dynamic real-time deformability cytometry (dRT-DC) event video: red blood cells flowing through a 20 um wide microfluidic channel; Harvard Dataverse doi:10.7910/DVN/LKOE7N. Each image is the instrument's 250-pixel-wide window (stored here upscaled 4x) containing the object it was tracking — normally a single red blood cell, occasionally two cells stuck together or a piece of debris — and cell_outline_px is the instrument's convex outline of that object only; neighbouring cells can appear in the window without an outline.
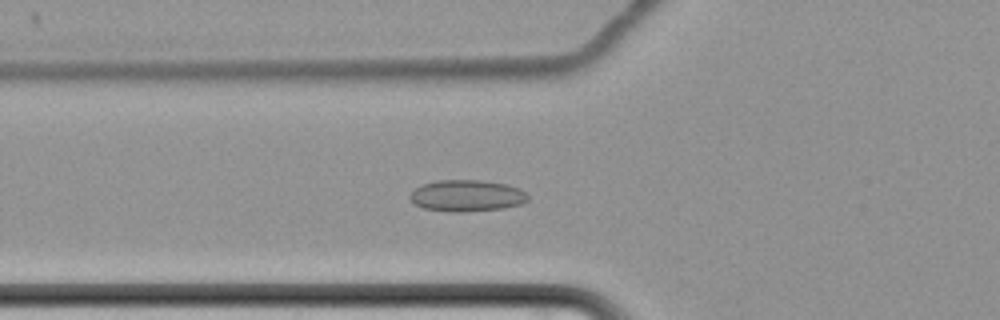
{"species": "common noctule bat (a hibernating species)", "species_latin": "Nyctalus noctula", "temperature_condition": "cold", "stored_images_in_passage": 67, "camera_frame_rate_fps": 3000, "um_per_image_px": 0.085, "animal": {"sex": "female", "body_mass_g": 22.7, "forearm_length_mm": 54.2}, "frame": {"image": 1, "passage_image": 29, "time_ms": 9.333, "image_size_px": [1000, 320], "cell_outline_px": [[528, 200], [520, 204], [504, 208], [460, 212], [452, 212], [424, 208], [416, 204], [408, 196], [420, 184], [436, 180], [484, 180], [508, 184], [520, 188], [528, 192]], "centroid_in_image_um": [39.71, 16.62], "position_along_channel_um": 86.1, "area_um2": 21.85}}
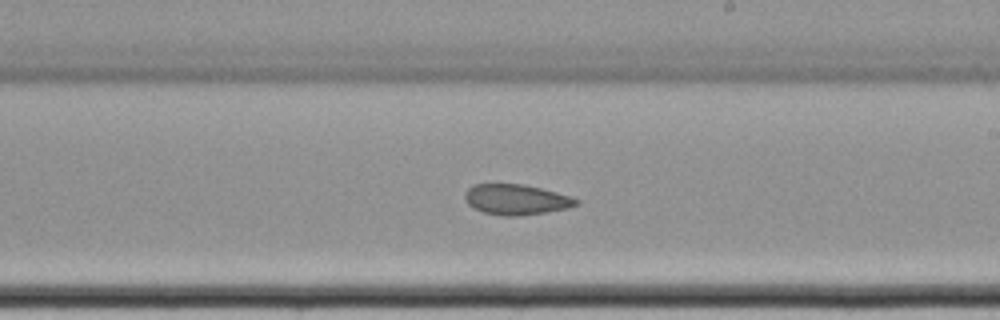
{"frame": {"image": 2, "passage_image": 43, "time_ms": 14.0, "image_size_px": [1000, 320], "cell_outline_px": [[580, 204], [568, 208], [544, 212], [516, 216], [504, 216], [484, 212], [468, 204], [464, 196], [464, 192], [472, 184], [524, 184], [572, 196], [580, 200]], "centroid_in_image_um": [43.89, 16.95], "position_along_channel_um": 245.1, "area_um2": 19.71}}
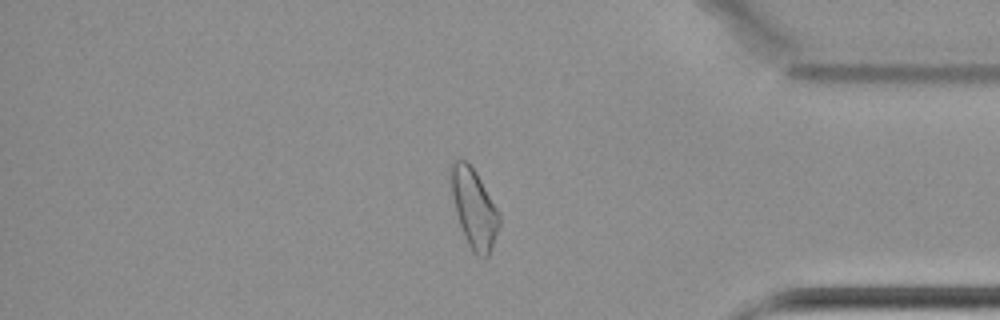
{"frame": {"image": 3, "passage_image": 58, "time_ms": 19.0, "image_size_px": [1000, 320], "cell_outline_px": [[500, 224], [492, 248], [488, 256], [480, 256], [472, 252], [460, 224], [456, 212], [452, 196], [452, 160], [464, 160], [476, 172], [496, 208], [500, 216]], "centroid_in_image_um": [40.31, 17.74], "position_along_channel_um": 394.9, "area_um2": 21.39}, "authors_computed_cell_mechanics": {"area_um2": 22.0218, "velocity_mm_per_s": 3.4246, "shape_relaxation_time_tau1_ms": null, "shape_relaxation_time_tau2_ms": 4.5201, "deformation_change_tau1": null, "deformation_change_tau2": 0.0785}}